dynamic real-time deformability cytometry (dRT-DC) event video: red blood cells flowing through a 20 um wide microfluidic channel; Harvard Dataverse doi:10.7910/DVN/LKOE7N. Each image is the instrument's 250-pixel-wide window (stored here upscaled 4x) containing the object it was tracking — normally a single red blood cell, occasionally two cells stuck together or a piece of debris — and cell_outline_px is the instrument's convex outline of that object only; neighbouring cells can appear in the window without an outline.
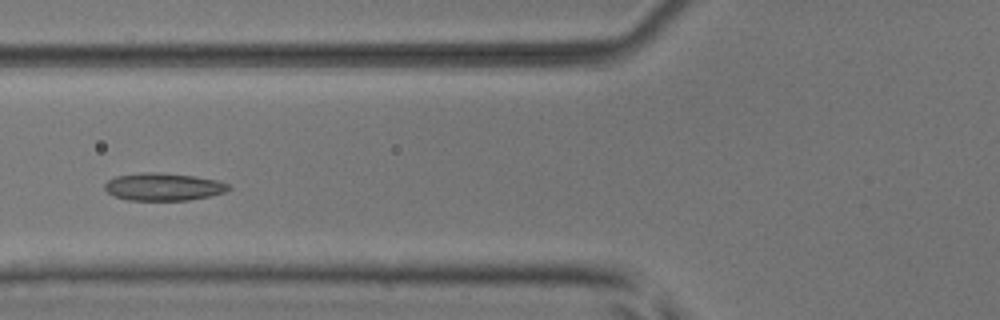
{"species": "common noctule bat (a hibernating species)", "species_latin": "Nyctalus noctula", "temperature_condition": "room temperature", "stored_images_in_passage": 5, "camera_frame_rate_fps": 3000, "um_per_image_px": 0.085, "animal": {"sex": "male", "body_mass_g": 17.9, "forearm_length_mm": 54.2}, "frame": {"image": 1, "passage_image": 4, "time_ms": 3.667, "image_size_px": [1000, 320], "cell_outline_px": [[232, 188], [224, 192], [212, 196], [188, 200], [128, 200], [116, 196], [108, 192], [104, 188], [104, 184], [108, 180], [116, 176], [144, 172], [156, 172], [196, 176], [216, 180], [228, 184]], "centroid_in_image_um": [13.91, 15.87], "position_along_channel_um": 111.9, "area_um2": 19.88}}
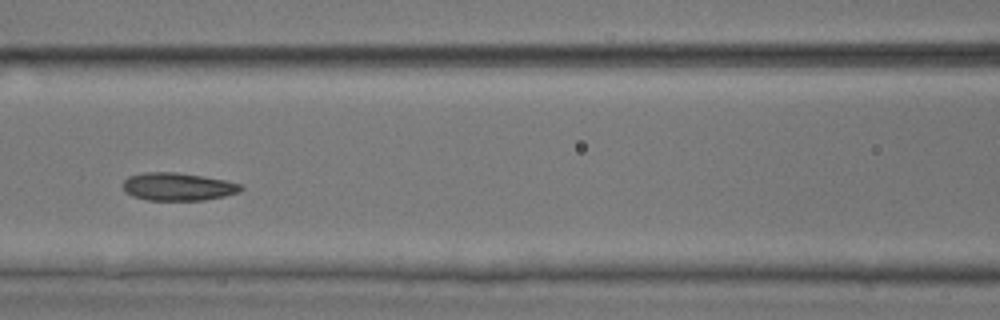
{"frame": {"image": 2, "passage_image": 5, "time_ms": 4.667, "image_size_px": [1000, 320], "cell_outline_px": [[244, 188], [240, 192], [224, 196], [204, 200], [148, 200], [132, 196], [124, 192], [124, 180], [128, 176], [144, 172], [176, 172], [204, 176], [244, 184]], "centroid_in_image_um": [15.14, 15.86], "position_along_channel_um": 151.5, "area_um2": 19.31}}